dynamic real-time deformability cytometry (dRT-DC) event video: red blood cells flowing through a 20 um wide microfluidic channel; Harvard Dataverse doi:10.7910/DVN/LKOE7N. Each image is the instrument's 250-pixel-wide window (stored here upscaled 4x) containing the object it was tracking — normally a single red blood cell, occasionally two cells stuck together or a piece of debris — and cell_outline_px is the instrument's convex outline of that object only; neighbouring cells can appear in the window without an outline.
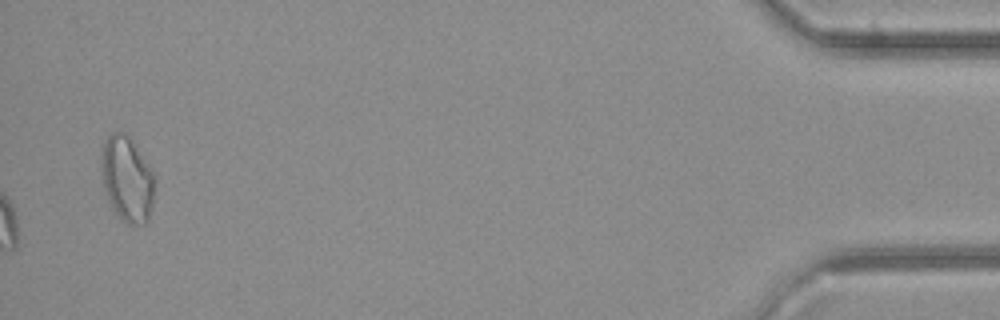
{"species": "common noctule bat (a hibernating species)", "species_latin": "Nyctalus noctula", "temperature_condition": "cold", "stored_images_in_passage": 35, "camera_frame_rate_fps": 3000, "um_per_image_px": 0.085, "animal": {"sex": "female", "body_mass_g": 21.9}, "frame": {"image": 1, "passage_image": 35, "time_ms": 11.333, "image_size_px": [1000, 320], "cell_outline_px": [[156, 180], [152, 208], [148, 220], [144, 224], [128, 224], [116, 212], [104, 188], [100, 172], [100, 160], [104, 144], [108, 136], [112, 132], [124, 132], [136, 144], [148, 164]], "centroid_in_image_um": [10.82, 15.19], "position_along_channel_um": 424.4, "area_um2": 26.53}}